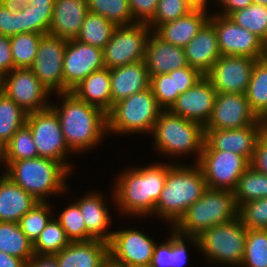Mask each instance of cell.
<instances>
[{"label":"cell","instance_id":"cell-18","mask_svg":"<svg viewBox=\"0 0 267 267\" xmlns=\"http://www.w3.org/2000/svg\"><path fill=\"white\" fill-rule=\"evenodd\" d=\"M262 137V119L239 129H205L203 150L230 151L252 160L257 141Z\"/></svg>","mask_w":267,"mask_h":267},{"label":"cell","instance_id":"cell-39","mask_svg":"<svg viewBox=\"0 0 267 267\" xmlns=\"http://www.w3.org/2000/svg\"><path fill=\"white\" fill-rule=\"evenodd\" d=\"M59 221L51 219L33 243L34 255H55L70 243Z\"/></svg>","mask_w":267,"mask_h":267},{"label":"cell","instance_id":"cell-17","mask_svg":"<svg viewBox=\"0 0 267 267\" xmlns=\"http://www.w3.org/2000/svg\"><path fill=\"white\" fill-rule=\"evenodd\" d=\"M103 68L102 49L76 39L67 41L63 57V79L64 87L68 91H71L91 73Z\"/></svg>","mask_w":267,"mask_h":267},{"label":"cell","instance_id":"cell-16","mask_svg":"<svg viewBox=\"0 0 267 267\" xmlns=\"http://www.w3.org/2000/svg\"><path fill=\"white\" fill-rule=\"evenodd\" d=\"M256 59L243 56H221L205 75L219 93L245 94Z\"/></svg>","mask_w":267,"mask_h":267},{"label":"cell","instance_id":"cell-44","mask_svg":"<svg viewBox=\"0 0 267 267\" xmlns=\"http://www.w3.org/2000/svg\"><path fill=\"white\" fill-rule=\"evenodd\" d=\"M70 241H88L94 239L87 231L79 206L74 202L62 210L56 218Z\"/></svg>","mask_w":267,"mask_h":267},{"label":"cell","instance_id":"cell-46","mask_svg":"<svg viewBox=\"0 0 267 267\" xmlns=\"http://www.w3.org/2000/svg\"><path fill=\"white\" fill-rule=\"evenodd\" d=\"M190 11L183 0H159L154 16L146 24L154 31L159 25L184 17Z\"/></svg>","mask_w":267,"mask_h":267},{"label":"cell","instance_id":"cell-31","mask_svg":"<svg viewBox=\"0 0 267 267\" xmlns=\"http://www.w3.org/2000/svg\"><path fill=\"white\" fill-rule=\"evenodd\" d=\"M251 110L260 119L267 117V56L255 61L245 93Z\"/></svg>","mask_w":267,"mask_h":267},{"label":"cell","instance_id":"cell-20","mask_svg":"<svg viewBox=\"0 0 267 267\" xmlns=\"http://www.w3.org/2000/svg\"><path fill=\"white\" fill-rule=\"evenodd\" d=\"M217 91L204 75L194 86L180 94L168 111L205 126L210 119Z\"/></svg>","mask_w":267,"mask_h":267},{"label":"cell","instance_id":"cell-27","mask_svg":"<svg viewBox=\"0 0 267 267\" xmlns=\"http://www.w3.org/2000/svg\"><path fill=\"white\" fill-rule=\"evenodd\" d=\"M39 201L15 184L6 172L0 176V221L16 222Z\"/></svg>","mask_w":267,"mask_h":267},{"label":"cell","instance_id":"cell-23","mask_svg":"<svg viewBox=\"0 0 267 267\" xmlns=\"http://www.w3.org/2000/svg\"><path fill=\"white\" fill-rule=\"evenodd\" d=\"M144 63L149 77L188 66L184 48L163 41L154 32L147 40Z\"/></svg>","mask_w":267,"mask_h":267},{"label":"cell","instance_id":"cell-55","mask_svg":"<svg viewBox=\"0 0 267 267\" xmlns=\"http://www.w3.org/2000/svg\"><path fill=\"white\" fill-rule=\"evenodd\" d=\"M25 263L21 258L0 251V267H25Z\"/></svg>","mask_w":267,"mask_h":267},{"label":"cell","instance_id":"cell-53","mask_svg":"<svg viewBox=\"0 0 267 267\" xmlns=\"http://www.w3.org/2000/svg\"><path fill=\"white\" fill-rule=\"evenodd\" d=\"M224 11H221L219 15L229 16L231 13L244 9L253 3L252 0H218Z\"/></svg>","mask_w":267,"mask_h":267},{"label":"cell","instance_id":"cell-15","mask_svg":"<svg viewBox=\"0 0 267 267\" xmlns=\"http://www.w3.org/2000/svg\"><path fill=\"white\" fill-rule=\"evenodd\" d=\"M109 244V264L133 267L151 263L155 241L137 229L114 231Z\"/></svg>","mask_w":267,"mask_h":267},{"label":"cell","instance_id":"cell-10","mask_svg":"<svg viewBox=\"0 0 267 267\" xmlns=\"http://www.w3.org/2000/svg\"><path fill=\"white\" fill-rule=\"evenodd\" d=\"M26 124L31 129L38 156L56 160L71 171L72 166L65 159L72 151L64 139L56 112L48 107L42 111L28 113Z\"/></svg>","mask_w":267,"mask_h":267},{"label":"cell","instance_id":"cell-35","mask_svg":"<svg viewBox=\"0 0 267 267\" xmlns=\"http://www.w3.org/2000/svg\"><path fill=\"white\" fill-rule=\"evenodd\" d=\"M28 113L0 91V146L3 148L16 131L26 124Z\"/></svg>","mask_w":267,"mask_h":267},{"label":"cell","instance_id":"cell-45","mask_svg":"<svg viewBox=\"0 0 267 267\" xmlns=\"http://www.w3.org/2000/svg\"><path fill=\"white\" fill-rule=\"evenodd\" d=\"M238 217L247 229H267V198L245 202Z\"/></svg>","mask_w":267,"mask_h":267},{"label":"cell","instance_id":"cell-9","mask_svg":"<svg viewBox=\"0 0 267 267\" xmlns=\"http://www.w3.org/2000/svg\"><path fill=\"white\" fill-rule=\"evenodd\" d=\"M143 22L117 26L103 49L104 67L112 69L144 61L147 40L153 32Z\"/></svg>","mask_w":267,"mask_h":267},{"label":"cell","instance_id":"cell-14","mask_svg":"<svg viewBox=\"0 0 267 267\" xmlns=\"http://www.w3.org/2000/svg\"><path fill=\"white\" fill-rule=\"evenodd\" d=\"M67 40L44 34L38 45L37 54L30 69L40 82L51 92H69L64 87L63 57Z\"/></svg>","mask_w":267,"mask_h":267},{"label":"cell","instance_id":"cell-7","mask_svg":"<svg viewBox=\"0 0 267 267\" xmlns=\"http://www.w3.org/2000/svg\"><path fill=\"white\" fill-rule=\"evenodd\" d=\"M162 111L149 87L113 104L107 113L108 133L152 134L154 124Z\"/></svg>","mask_w":267,"mask_h":267},{"label":"cell","instance_id":"cell-41","mask_svg":"<svg viewBox=\"0 0 267 267\" xmlns=\"http://www.w3.org/2000/svg\"><path fill=\"white\" fill-rule=\"evenodd\" d=\"M88 10L98 14L116 26L137 23L133 18L128 0H87Z\"/></svg>","mask_w":267,"mask_h":267},{"label":"cell","instance_id":"cell-29","mask_svg":"<svg viewBox=\"0 0 267 267\" xmlns=\"http://www.w3.org/2000/svg\"><path fill=\"white\" fill-rule=\"evenodd\" d=\"M103 194L94 192L83 196L75 203L79 206L84 218L86 231L94 238L109 242L113 232L106 229L111 223ZM107 231V232H106Z\"/></svg>","mask_w":267,"mask_h":267},{"label":"cell","instance_id":"cell-57","mask_svg":"<svg viewBox=\"0 0 267 267\" xmlns=\"http://www.w3.org/2000/svg\"><path fill=\"white\" fill-rule=\"evenodd\" d=\"M183 2L192 11H206L209 0H183Z\"/></svg>","mask_w":267,"mask_h":267},{"label":"cell","instance_id":"cell-38","mask_svg":"<svg viewBox=\"0 0 267 267\" xmlns=\"http://www.w3.org/2000/svg\"><path fill=\"white\" fill-rule=\"evenodd\" d=\"M228 17L267 45V6L252 3L244 9L231 13Z\"/></svg>","mask_w":267,"mask_h":267},{"label":"cell","instance_id":"cell-6","mask_svg":"<svg viewBox=\"0 0 267 267\" xmlns=\"http://www.w3.org/2000/svg\"><path fill=\"white\" fill-rule=\"evenodd\" d=\"M154 146L166 156H181L195 153L198 163L205 143L204 126L198 122L174 115L163 110L156 120L153 130Z\"/></svg>","mask_w":267,"mask_h":267},{"label":"cell","instance_id":"cell-34","mask_svg":"<svg viewBox=\"0 0 267 267\" xmlns=\"http://www.w3.org/2000/svg\"><path fill=\"white\" fill-rule=\"evenodd\" d=\"M116 27L108 19L88 12L75 39L103 50L110 41Z\"/></svg>","mask_w":267,"mask_h":267},{"label":"cell","instance_id":"cell-62","mask_svg":"<svg viewBox=\"0 0 267 267\" xmlns=\"http://www.w3.org/2000/svg\"><path fill=\"white\" fill-rule=\"evenodd\" d=\"M1 85H2V77L0 76V91H1Z\"/></svg>","mask_w":267,"mask_h":267},{"label":"cell","instance_id":"cell-19","mask_svg":"<svg viewBox=\"0 0 267 267\" xmlns=\"http://www.w3.org/2000/svg\"><path fill=\"white\" fill-rule=\"evenodd\" d=\"M258 119L245 94L217 92L212 115L204 129H239Z\"/></svg>","mask_w":267,"mask_h":267},{"label":"cell","instance_id":"cell-36","mask_svg":"<svg viewBox=\"0 0 267 267\" xmlns=\"http://www.w3.org/2000/svg\"><path fill=\"white\" fill-rule=\"evenodd\" d=\"M234 195L238 207L245 202L267 198V175L249 166L239 178Z\"/></svg>","mask_w":267,"mask_h":267},{"label":"cell","instance_id":"cell-51","mask_svg":"<svg viewBox=\"0 0 267 267\" xmlns=\"http://www.w3.org/2000/svg\"><path fill=\"white\" fill-rule=\"evenodd\" d=\"M14 69V63L10 47V37L0 35V76Z\"/></svg>","mask_w":267,"mask_h":267},{"label":"cell","instance_id":"cell-2","mask_svg":"<svg viewBox=\"0 0 267 267\" xmlns=\"http://www.w3.org/2000/svg\"><path fill=\"white\" fill-rule=\"evenodd\" d=\"M56 94L62 98V106L52 104L50 107L59 118L64 139L70 150L76 153L95 148L108 133L107 114L77 98L71 91Z\"/></svg>","mask_w":267,"mask_h":267},{"label":"cell","instance_id":"cell-54","mask_svg":"<svg viewBox=\"0 0 267 267\" xmlns=\"http://www.w3.org/2000/svg\"><path fill=\"white\" fill-rule=\"evenodd\" d=\"M25 267H59L53 255H34L25 263Z\"/></svg>","mask_w":267,"mask_h":267},{"label":"cell","instance_id":"cell-3","mask_svg":"<svg viewBox=\"0 0 267 267\" xmlns=\"http://www.w3.org/2000/svg\"><path fill=\"white\" fill-rule=\"evenodd\" d=\"M207 188L204 173L198 163L169 164L165 186L155 205V215L171 223V228Z\"/></svg>","mask_w":267,"mask_h":267},{"label":"cell","instance_id":"cell-11","mask_svg":"<svg viewBox=\"0 0 267 267\" xmlns=\"http://www.w3.org/2000/svg\"><path fill=\"white\" fill-rule=\"evenodd\" d=\"M209 21L215 28L221 56L252 57L256 60L267 56V45L229 17L213 13Z\"/></svg>","mask_w":267,"mask_h":267},{"label":"cell","instance_id":"cell-21","mask_svg":"<svg viewBox=\"0 0 267 267\" xmlns=\"http://www.w3.org/2000/svg\"><path fill=\"white\" fill-rule=\"evenodd\" d=\"M204 75L189 65L168 74L150 77V88L163 110H168L177 97L194 86Z\"/></svg>","mask_w":267,"mask_h":267},{"label":"cell","instance_id":"cell-26","mask_svg":"<svg viewBox=\"0 0 267 267\" xmlns=\"http://www.w3.org/2000/svg\"><path fill=\"white\" fill-rule=\"evenodd\" d=\"M112 107L116 102L150 87L144 61L110 69Z\"/></svg>","mask_w":267,"mask_h":267},{"label":"cell","instance_id":"cell-1","mask_svg":"<svg viewBox=\"0 0 267 267\" xmlns=\"http://www.w3.org/2000/svg\"><path fill=\"white\" fill-rule=\"evenodd\" d=\"M164 164V165H163ZM152 164L121 172L118 175L114 198L118 210L131 216L154 215L155 205L165 186L169 164ZM140 215V216H139Z\"/></svg>","mask_w":267,"mask_h":267},{"label":"cell","instance_id":"cell-25","mask_svg":"<svg viewBox=\"0 0 267 267\" xmlns=\"http://www.w3.org/2000/svg\"><path fill=\"white\" fill-rule=\"evenodd\" d=\"M88 12L87 0H55L49 34L75 39Z\"/></svg>","mask_w":267,"mask_h":267},{"label":"cell","instance_id":"cell-37","mask_svg":"<svg viewBox=\"0 0 267 267\" xmlns=\"http://www.w3.org/2000/svg\"><path fill=\"white\" fill-rule=\"evenodd\" d=\"M38 157L30 127L25 124L19 128L10 141L3 147V164L8 167L12 162Z\"/></svg>","mask_w":267,"mask_h":267},{"label":"cell","instance_id":"cell-30","mask_svg":"<svg viewBox=\"0 0 267 267\" xmlns=\"http://www.w3.org/2000/svg\"><path fill=\"white\" fill-rule=\"evenodd\" d=\"M71 92L77 98L102 109L107 114L112 108L110 69L104 67L91 73Z\"/></svg>","mask_w":267,"mask_h":267},{"label":"cell","instance_id":"cell-60","mask_svg":"<svg viewBox=\"0 0 267 267\" xmlns=\"http://www.w3.org/2000/svg\"><path fill=\"white\" fill-rule=\"evenodd\" d=\"M0 162H3V148L0 146Z\"/></svg>","mask_w":267,"mask_h":267},{"label":"cell","instance_id":"cell-59","mask_svg":"<svg viewBox=\"0 0 267 267\" xmlns=\"http://www.w3.org/2000/svg\"><path fill=\"white\" fill-rule=\"evenodd\" d=\"M253 3L267 6V0H252Z\"/></svg>","mask_w":267,"mask_h":267},{"label":"cell","instance_id":"cell-22","mask_svg":"<svg viewBox=\"0 0 267 267\" xmlns=\"http://www.w3.org/2000/svg\"><path fill=\"white\" fill-rule=\"evenodd\" d=\"M53 256L59 267H107L109 244L99 239L72 241Z\"/></svg>","mask_w":267,"mask_h":267},{"label":"cell","instance_id":"cell-56","mask_svg":"<svg viewBox=\"0 0 267 267\" xmlns=\"http://www.w3.org/2000/svg\"><path fill=\"white\" fill-rule=\"evenodd\" d=\"M14 8L25 7L29 3L35 4H54L55 0H6Z\"/></svg>","mask_w":267,"mask_h":267},{"label":"cell","instance_id":"cell-50","mask_svg":"<svg viewBox=\"0 0 267 267\" xmlns=\"http://www.w3.org/2000/svg\"><path fill=\"white\" fill-rule=\"evenodd\" d=\"M250 166L267 175V140L263 136L256 143Z\"/></svg>","mask_w":267,"mask_h":267},{"label":"cell","instance_id":"cell-5","mask_svg":"<svg viewBox=\"0 0 267 267\" xmlns=\"http://www.w3.org/2000/svg\"><path fill=\"white\" fill-rule=\"evenodd\" d=\"M5 172L15 184L39 202H46L48 195L67 192L65 180L71 173L62 163L39 156L14 161Z\"/></svg>","mask_w":267,"mask_h":267},{"label":"cell","instance_id":"cell-42","mask_svg":"<svg viewBox=\"0 0 267 267\" xmlns=\"http://www.w3.org/2000/svg\"><path fill=\"white\" fill-rule=\"evenodd\" d=\"M240 267H267V229H247Z\"/></svg>","mask_w":267,"mask_h":267},{"label":"cell","instance_id":"cell-32","mask_svg":"<svg viewBox=\"0 0 267 267\" xmlns=\"http://www.w3.org/2000/svg\"><path fill=\"white\" fill-rule=\"evenodd\" d=\"M0 251L25 262L34 256L33 243L16 222L0 221Z\"/></svg>","mask_w":267,"mask_h":267},{"label":"cell","instance_id":"cell-12","mask_svg":"<svg viewBox=\"0 0 267 267\" xmlns=\"http://www.w3.org/2000/svg\"><path fill=\"white\" fill-rule=\"evenodd\" d=\"M198 165L208 188L234 191L250 162L230 151L203 150Z\"/></svg>","mask_w":267,"mask_h":267},{"label":"cell","instance_id":"cell-24","mask_svg":"<svg viewBox=\"0 0 267 267\" xmlns=\"http://www.w3.org/2000/svg\"><path fill=\"white\" fill-rule=\"evenodd\" d=\"M187 64L206 75L221 57L213 24L208 20L197 35L184 46Z\"/></svg>","mask_w":267,"mask_h":267},{"label":"cell","instance_id":"cell-4","mask_svg":"<svg viewBox=\"0 0 267 267\" xmlns=\"http://www.w3.org/2000/svg\"><path fill=\"white\" fill-rule=\"evenodd\" d=\"M238 211L234 191L207 187L171 229L186 237H198L213 226L238 218Z\"/></svg>","mask_w":267,"mask_h":267},{"label":"cell","instance_id":"cell-33","mask_svg":"<svg viewBox=\"0 0 267 267\" xmlns=\"http://www.w3.org/2000/svg\"><path fill=\"white\" fill-rule=\"evenodd\" d=\"M54 4L29 3L18 8L19 33L48 34L53 16Z\"/></svg>","mask_w":267,"mask_h":267},{"label":"cell","instance_id":"cell-58","mask_svg":"<svg viewBox=\"0 0 267 267\" xmlns=\"http://www.w3.org/2000/svg\"><path fill=\"white\" fill-rule=\"evenodd\" d=\"M262 136L267 140V121H262Z\"/></svg>","mask_w":267,"mask_h":267},{"label":"cell","instance_id":"cell-8","mask_svg":"<svg viewBox=\"0 0 267 267\" xmlns=\"http://www.w3.org/2000/svg\"><path fill=\"white\" fill-rule=\"evenodd\" d=\"M247 228L238 218L213 226L198 237H187V241L196 245L197 249L211 263H223L231 266L241 265L245 252ZM193 242V243H192Z\"/></svg>","mask_w":267,"mask_h":267},{"label":"cell","instance_id":"cell-40","mask_svg":"<svg viewBox=\"0 0 267 267\" xmlns=\"http://www.w3.org/2000/svg\"><path fill=\"white\" fill-rule=\"evenodd\" d=\"M42 35L26 32L10 36L14 69L30 68L32 66Z\"/></svg>","mask_w":267,"mask_h":267},{"label":"cell","instance_id":"cell-43","mask_svg":"<svg viewBox=\"0 0 267 267\" xmlns=\"http://www.w3.org/2000/svg\"><path fill=\"white\" fill-rule=\"evenodd\" d=\"M50 215L51 207L48 201L38 202L32 209L25 213L18 222L21 231L32 243L36 241L42 230L52 219Z\"/></svg>","mask_w":267,"mask_h":267},{"label":"cell","instance_id":"cell-61","mask_svg":"<svg viewBox=\"0 0 267 267\" xmlns=\"http://www.w3.org/2000/svg\"><path fill=\"white\" fill-rule=\"evenodd\" d=\"M133 267H152L150 264L148 265H136V266H133Z\"/></svg>","mask_w":267,"mask_h":267},{"label":"cell","instance_id":"cell-48","mask_svg":"<svg viewBox=\"0 0 267 267\" xmlns=\"http://www.w3.org/2000/svg\"><path fill=\"white\" fill-rule=\"evenodd\" d=\"M133 18L147 23L155 14L159 0H128Z\"/></svg>","mask_w":267,"mask_h":267},{"label":"cell","instance_id":"cell-47","mask_svg":"<svg viewBox=\"0 0 267 267\" xmlns=\"http://www.w3.org/2000/svg\"><path fill=\"white\" fill-rule=\"evenodd\" d=\"M16 34H19L18 8L0 0V35L10 37Z\"/></svg>","mask_w":267,"mask_h":267},{"label":"cell","instance_id":"cell-49","mask_svg":"<svg viewBox=\"0 0 267 267\" xmlns=\"http://www.w3.org/2000/svg\"><path fill=\"white\" fill-rule=\"evenodd\" d=\"M171 233V267H183L187 263L186 236L176 233L173 229Z\"/></svg>","mask_w":267,"mask_h":267},{"label":"cell","instance_id":"cell-13","mask_svg":"<svg viewBox=\"0 0 267 267\" xmlns=\"http://www.w3.org/2000/svg\"><path fill=\"white\" fill-rule=\"evenodd\" d=\"M1 91L27 113L50 107L51 92L40 82L30 68H15L2 76Z\"/></svg>","mask_w":267,"mask_h":267},{"label":"cell","instance_id":"cell-28","mask_svg":"<svg viewBox=\"0 0 267 267\" xmlns=\"http://www.w3.org/2000/svg\"><path fill=\"white\" fill-rule=\"evenodd\" d=\"M207 11H190L186 16L159 25L153 32L163 41L184 48L209 20Z\"/></svg>","mask_w":267,"mask_h":267},{"label":"cell","instance_id":"cell-52","mask_svg":"<svg viewBox=\"0 0 267 267\" xmlns=\"http://www.w3.org/2000/svg\"><path fill=\"white\" fill-rule=\"evenodd\" d=\"M165 243L155 246L150 265L152 267H171V236Z\"/></svg>","mask_w":267,"mask_h":267}]
</instances>
